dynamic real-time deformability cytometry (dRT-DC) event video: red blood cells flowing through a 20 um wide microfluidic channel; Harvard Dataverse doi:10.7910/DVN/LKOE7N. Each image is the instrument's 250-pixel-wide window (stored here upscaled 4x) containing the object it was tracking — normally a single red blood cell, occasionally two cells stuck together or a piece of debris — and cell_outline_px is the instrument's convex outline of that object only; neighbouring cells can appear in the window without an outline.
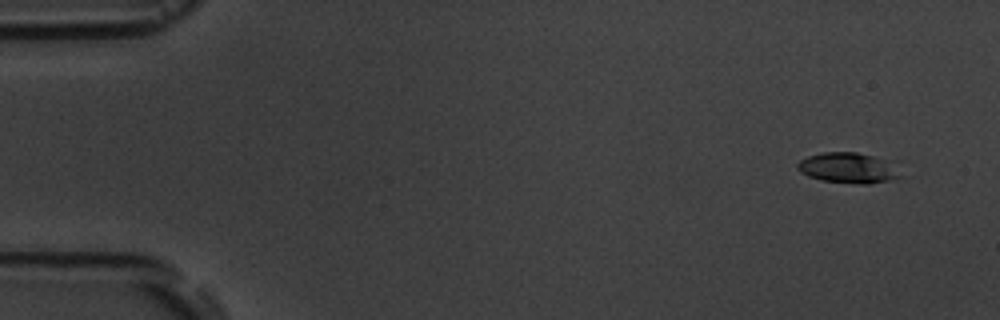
{"species": "common noctule bat (a hibernating species)", "species_latin": "Nyctalus noctula", "temperature_condition": "room temperature", "stored_images_in_passage": 6, "camera_frame_rate_fps": 3000, "um_per_image_px": 0.085, "animal": {"sex": "male", "body_mass_g": 19.5, "forearm_length_mm": 54.6}, "frame": {"image": 1, "passage_image": 1, "time_ms": 0.0, "image_size_px": [1000, 320], "cell_outline_px": [[904, 176], [888, 180], [868, 184], [860, 184], [820, 180], [808, 176], [800, 172], [796, 168], [796, 164], [800, 160], [808, 156], [824, 152], [856, 152], [872, 156], [884, 160]], "centroid_in_image_um": [72.01, 14.28], "position_along_channel_um": 13.0, "area_um2": 17.98}}